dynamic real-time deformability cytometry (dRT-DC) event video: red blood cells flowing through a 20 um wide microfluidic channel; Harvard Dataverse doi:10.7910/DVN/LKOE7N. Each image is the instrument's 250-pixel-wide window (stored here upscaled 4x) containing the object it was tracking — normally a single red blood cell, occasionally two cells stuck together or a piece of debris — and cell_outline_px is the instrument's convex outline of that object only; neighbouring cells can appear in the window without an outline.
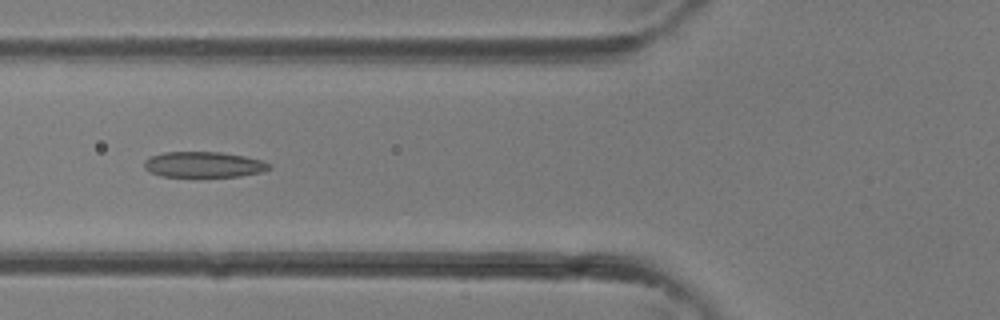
{"species": "common noctule bat (a hibernating species)", "species_latin": "Nyctalus noctula", "temperature_condition": "room temperature", "stored_images_in_passage": 26, "camera_frame_rate_fps": 3000, "um_per_image_px": 0.085, "animal": {"sex": "female"}, "frame": {"image": 1, "passage_image": 4, "time_ms": 1.0, "image_size_px": [1000, 320], "cell_outline_px": [[272, 168], [260, 172], [240, 176], [160, 176], [144, 168], [144, 160], [148, 156], [164, 152], [220, 152], [244, 156], [260, 160], [272, 164]], "centroid_in_image_um": [17.29, 13.98], "position_along_channel_um": 108.5, "area_um2": 18.61}}
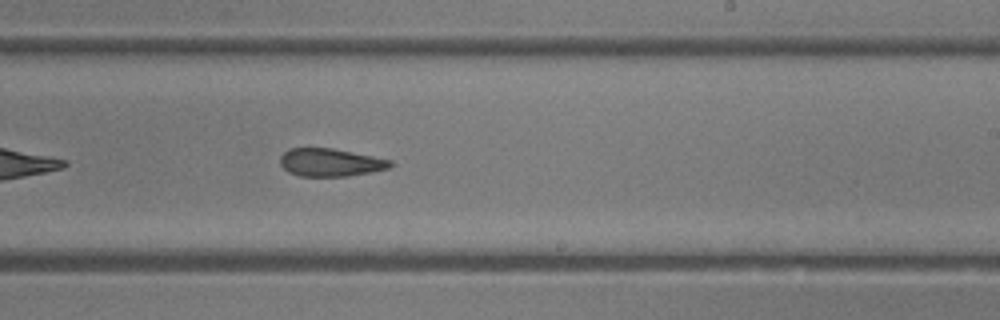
{"frame": {"image": 2, "passage_image": 12, "time_ms": 3.667, "image_size_px": [1000, 320], "cell_outline_px": [[396, 164], [388, 168], [372, 172], [348, 176], [300, 176], [288, 172], [280, 164], [280, 156], [288, 148], [332, 148], [392, 160]], "centroid_in_image_um": [28.09, 13.81], "position_along_channel_um": 260.9, "area_um2": 17.98}}
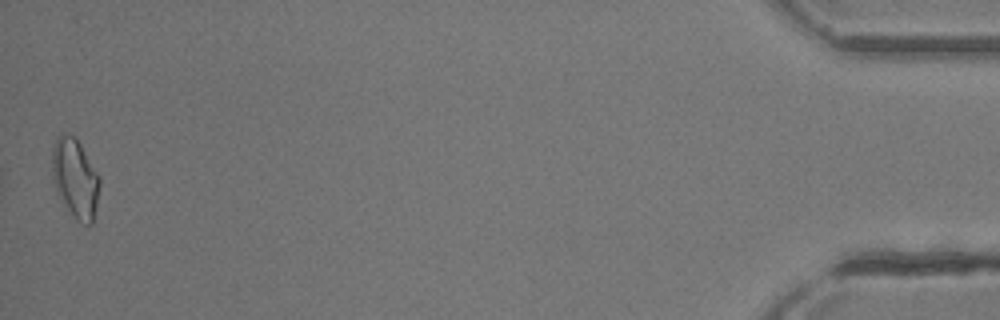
{"frame": {"image": 3, "passage_image": 26, "time_ms": 8.333, "image_size_px": [1000, 320], "cell_outline_px": [[100, 184], [92, 224], [84, 224], [76, 220], [56, 192], [52, 176], [52, 148], [56, 136], [60, 132], [76, 136], [100, 176]], "centroid_in_image_um": [6.38, 15.09], "position_along_channel_um": 428.8, "area_um2": 22.14}}